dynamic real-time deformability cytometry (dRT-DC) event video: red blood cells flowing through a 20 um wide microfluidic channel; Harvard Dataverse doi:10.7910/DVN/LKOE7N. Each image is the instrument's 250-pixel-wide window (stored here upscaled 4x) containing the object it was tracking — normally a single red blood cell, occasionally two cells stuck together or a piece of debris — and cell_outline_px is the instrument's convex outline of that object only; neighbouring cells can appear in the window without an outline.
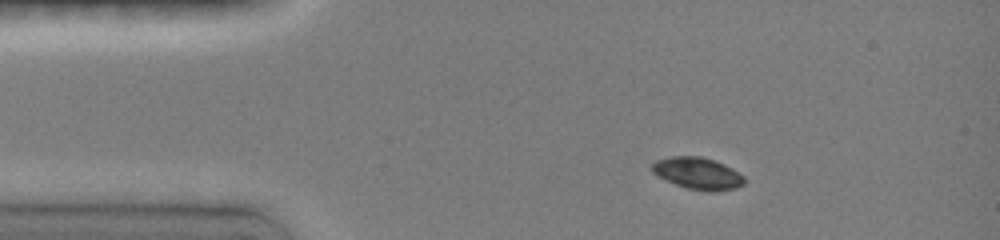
{"species": "common noctule bat (a hibernating species)", "species_latin": "Nyctalus noctula", "temperature_condition": "room temperature", "stored_images_in_passage": 8, "segment_of_instrument_passage": [1, 2], "camera_frame_rate_fps": 3000, "um_per_image_px": 0.085, "animal": {"sex": "female", "body_mass_g": 19.0, "forearm_length_mm": 51.5}, "frame": {"image": 1, "passage_image": 1, "time_ms": 0.0, "image_size_px": [1000, 240], "cell_outline_px": [[744, 184], [736, 188], [716, 192], [708, 192], [688, 188], [676, 184], [652, 172], [652, 164], [656, 160], [672, 156], [700, 156], [716, 160], [732, 168], [744, 176]], "centroid_in_image_um": [59.35, 14.73], "position_along_channel_um": 25.6, "area_um2": 17.11}}
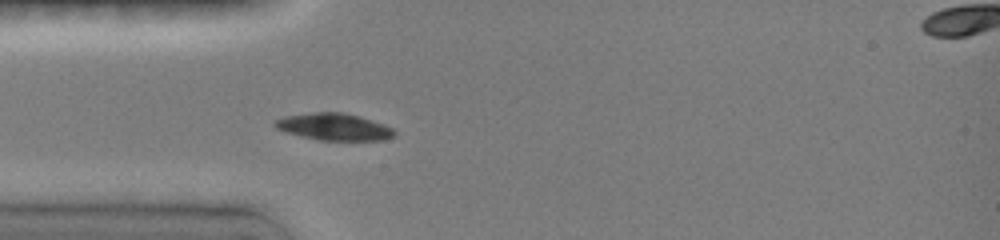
{"frame": {"image": 2, "passage_image": 7, "time_ms": 2.0, "image_size_px": [1000, 240], "cell_outline_px": [[396, 136], [384, 140], [320, 140], [300, 136], [276, 128], [272, 124], [276, 120], [284, 116], [312, 112], [344, 112], [360, 116], [384, 124], [392, 128], [396, 132]], "centroid_in_image_um": [28.42, 10.77], "position_along_channel_um": 56.6, "area_um2": 18.84}}